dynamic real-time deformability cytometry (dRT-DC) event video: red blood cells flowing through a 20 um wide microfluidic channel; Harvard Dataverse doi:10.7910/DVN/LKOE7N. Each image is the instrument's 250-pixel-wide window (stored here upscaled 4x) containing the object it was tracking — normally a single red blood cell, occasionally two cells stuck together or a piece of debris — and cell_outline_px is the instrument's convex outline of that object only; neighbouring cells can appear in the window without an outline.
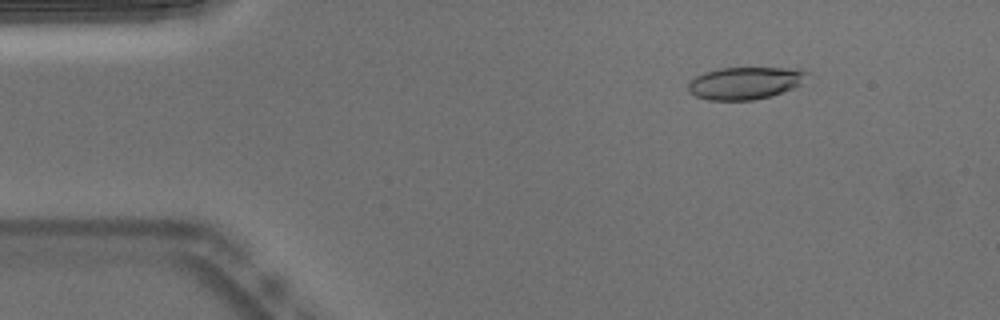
{"species": "Egyptian fruit bat (a non-hibernating species)", "species_latin": "Rousettus aegyptiacus", "temperature_condition": "warm", "stored_images_in_passage": 52, "camera_frame_rate_fps": 3000, "um_per_image_px": 0.085, "animal": {"sex": "male"}, "frame": {"image": 1, "passage_image": 7, "time_ms": 2.0, "image_size_px": [1000, 320], "cell_outline_px": [[808, 72], [800, 84], [792, 88], [772, 96], [752, 100], [708, 100], [696, 96], [688, 92], [688, 84], [696, 76], [704, 72], [720, 68], [788, 68]], "centroid_in_image_um": [63.27, 7.07], "position_along_channel_um": 21.7, "area_um2": 22.14}}
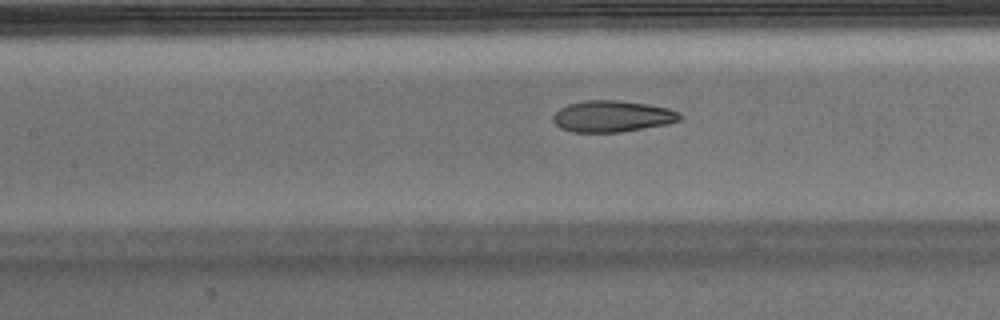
{"frame": {"image": 2, "passage_image": 23, "time_ms": 7.333, "image_size_px": [1000, 320], "cell_outline_px": [[684, 116], [680, 120], [668, 124], [620, 132], [572, 132], [560, 128], [552, 120], [552, 116], [560, 108], [568, 104], [584, 100], [620, 100], [648, 104], [668, 108], [680, 112]], "centroid_in_image_um": [52.06, 9.88], "position_along_channel_um": 155.3, "area_um2": 23.41}}
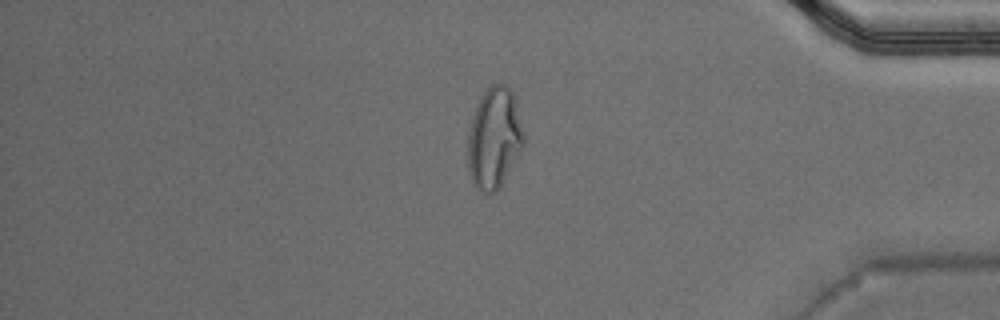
{"frame": {"image": 3, "passage_image": 44, "time_ms": 14.333, "image_size_px": [1000, 320], "cell_outline_px": [[524, 148], [500, 188], [496, 192], [488, 196], [476, 188], [468, 172], [468, 136], [472, 116], [480, 96], [492, 84], [508, 84], [516, 100], [524, 132]], "centroid_in_image_um": [42.03, 11.77], "position_along_channel_um": 393.2, "area_um2": 33.58}, "authors_computed_cell_mechanics": {"area_um2": 23.6691, "velocity_mm_per_s": 3.8197, "shape_relaxation_time_tau1_ms": null, "shape_relaxation_time_tau2_ms": 1.501, "deformation_change_tau1": null, "deformation_change_tau2": 0.0852}}